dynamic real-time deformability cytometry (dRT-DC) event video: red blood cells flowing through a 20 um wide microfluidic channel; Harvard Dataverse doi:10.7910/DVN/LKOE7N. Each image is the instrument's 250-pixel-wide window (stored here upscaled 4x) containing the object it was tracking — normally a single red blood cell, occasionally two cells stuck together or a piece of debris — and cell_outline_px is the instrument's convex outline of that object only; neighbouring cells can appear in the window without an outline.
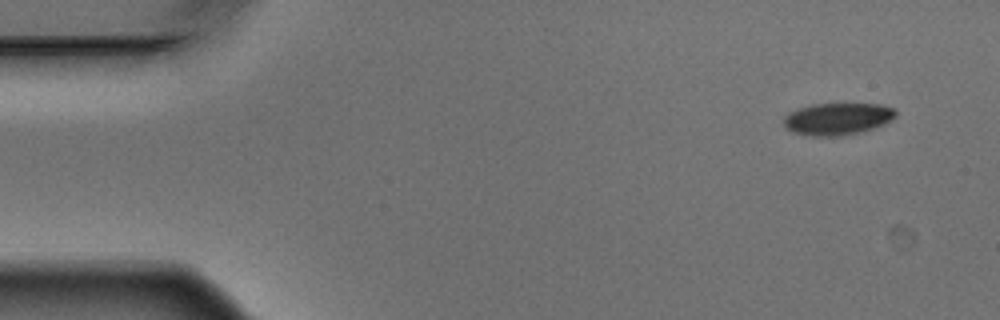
{"species": "Egyptian fruit bat (a non-hibernating species)", "species_latin": "Rousettus aegyptiacus", "temperature_condition": "warm", "stored_images_in_passage": 14, "camera_frame_rate_fps": 3000, "um_per_image_px": 0.085, "animal": {"sex": "male"}, "frame": {"image": 1, "passage_image": 1, "time_ms": 0.0, "image_size_px": [1000, 320], "cell_outline_px": [[896, 116], [884, 124], [872, 128], [840, 136], [812, 136], [792, 132], [784, 128], [784, 116], [788, 112], [812, 104], [880, 104], [892, 108], [896, 112]], "centroid_in_image_um": [71.14, 10.1], "position_along_channel_um": 13.9, "area_um2": 20.75}}
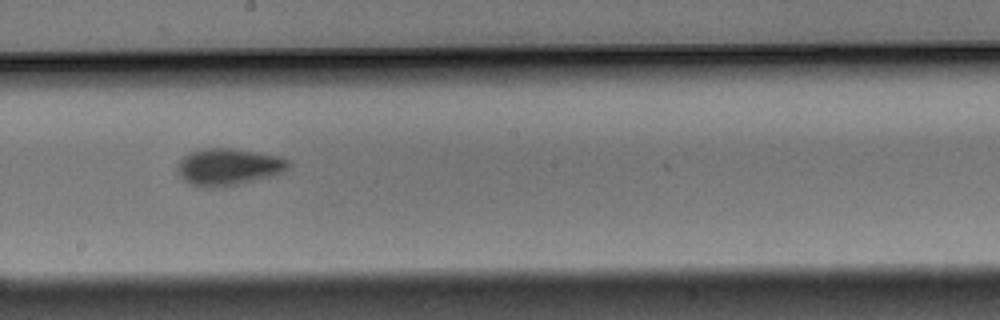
{"frame": {"image": 2, "passage_image": 8, "time_ms": 2.333, "image_size_px": [1000, 320], "cell_outline_px": [[292, 168], [276, 176], [224, 188], [200, 188], [188, 184], [176, 172], [176, 164], [188, 152], [200, 148], [232, 148], [256, 152], [276, 156], [292, 160]], "centroid_in_image_um": [19.43, 14.21], "position_along_channel_um": 228.8, "area_um2": 24.97}}
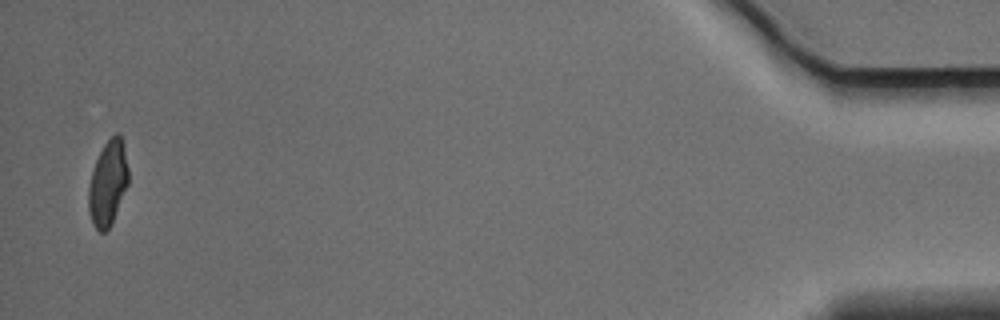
{"frame": {"image": 3, "passage_image": 14, "time_ms": 4.333, "image_size_px": [1000, 320], "cell_outline_px": [[128, 184], [112, 224], [104, 232], [100, 232], [92, 224], [88, 208], [88, 188], [92, 172], [96, 160], [104, 144], [116, 132], [120, 132], [124, 144], [128, 168]], "centroid_in_image_um": [9.18, 15.56], "position_along_channel_um": 426.0, "area_um2": 19.83}}